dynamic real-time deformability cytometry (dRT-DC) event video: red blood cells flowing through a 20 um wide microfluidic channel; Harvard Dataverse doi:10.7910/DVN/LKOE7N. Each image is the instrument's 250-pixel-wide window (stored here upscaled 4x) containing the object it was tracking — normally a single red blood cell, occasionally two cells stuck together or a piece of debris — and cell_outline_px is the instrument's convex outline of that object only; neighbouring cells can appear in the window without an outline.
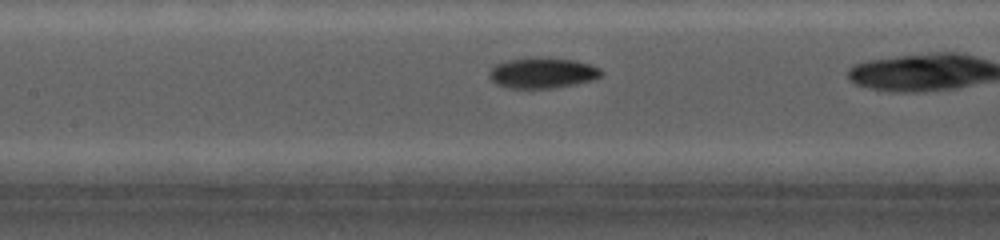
{"species": "common noctule bat (a hibernating species)", "species_latin": "Nyctalus noctula", "temperature_condition": "cold", "stored_images_in_passage": 18, "camera_frame_rate_fps": 5000, "um_per_image_px": 0.085, "animal": {"sex": "female", "body_mass_g": 19.0, "forearm_length_mm": 56.7}, "frame": {"image": 1, "passage_image": 6, "time_ms": 2.4, "image_size_px": [1000, 240], "cell_outline_px": [[604, 76], [596, 80], [552, 88], [508, 88], [496, 84], [488, 76], [488, 72], [496, 64], [508, 60], [576, 60], [592, 64], [600, 68], [604, 72]], "centroid_in_image_um": [46.18, 6.25], "position_along_channel_um": 161.2, "area_um2": 19.48}}